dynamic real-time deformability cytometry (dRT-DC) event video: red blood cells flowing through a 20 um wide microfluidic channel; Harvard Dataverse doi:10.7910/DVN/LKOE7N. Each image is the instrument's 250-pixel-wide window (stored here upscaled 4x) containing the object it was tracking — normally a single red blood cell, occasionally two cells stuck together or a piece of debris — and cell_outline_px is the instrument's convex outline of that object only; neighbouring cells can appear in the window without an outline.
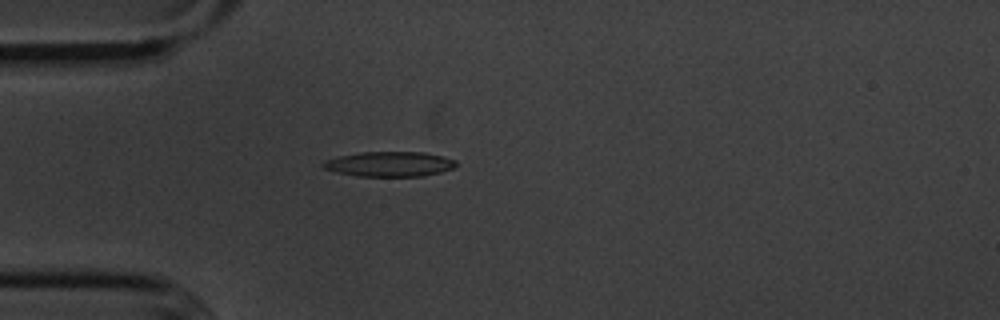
{"species": "common noctule bat (a hibernating species)", "species_latin": "Nyctalus noctula", "temperature_condition": "cold", "stored_images_in_passage": 4, "camera_frame_rate_fps": 3000, "um_per_image_px": 0.085, "animal": {"sex": "male", "body_mass_g": 20.1, "forearm_length_mm": 53.5}, "frame": {"image": 1, "passage_image": 4, "time_ms": 4.333, "image_size_px": [1000, 320], "cell_outline_px": [[456, 164], [452, 168], [440, 172], [424, 176], [356, 176], [336, 172], [324, 168], [320, 164], [328, 160], [340, 156], [360, 152], [424, 152], [444, 156], [456, 160]], "centroid_in_image_um": [33.13, 13.94], "position_along_channel_um": 51.9, "area_um2": 19.25}}